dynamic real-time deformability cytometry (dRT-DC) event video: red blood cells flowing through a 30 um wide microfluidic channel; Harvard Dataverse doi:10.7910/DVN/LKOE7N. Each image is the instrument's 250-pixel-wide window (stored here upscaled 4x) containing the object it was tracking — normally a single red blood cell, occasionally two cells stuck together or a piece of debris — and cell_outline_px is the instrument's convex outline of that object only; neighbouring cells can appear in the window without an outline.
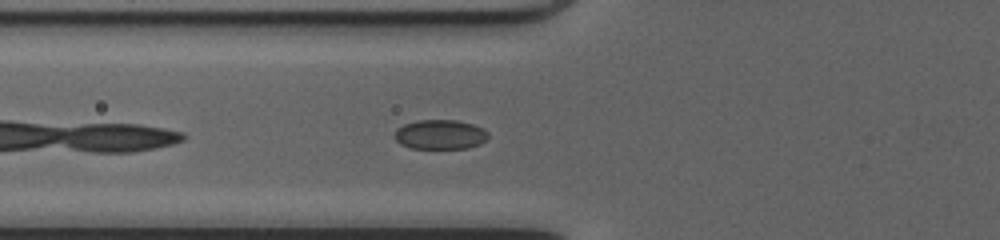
{"species": "common noctule bat (a hibernating species)", "species_latin": "Nyctalus noctula", "temperature_condition": "cold", "stored_images_in_passage": 35, "camera_frame_rate_fps": 3000, "um_per_image_px": 0.085, "animal": {"sex": "female", "body_mass_g": 20.0, "forearm_length_mm": 54.0}, "frame": {"image": 1, "passage_image": 4, "time_ms": 1.0, "image_size_px": [1000, 240], "cell_outline_px": [[488, 140], [480, 144], [468, 148], [412, 148], [400, 144], [392, 136], [396, 128], [404, 124], [416, 120], [456, 120], [472, 124], [484, 128], [488, 132]], "centroid_in_image_um": [37.41, 11.43], "position_along_channel_um": 88.4, "area_um2": 16.36}}
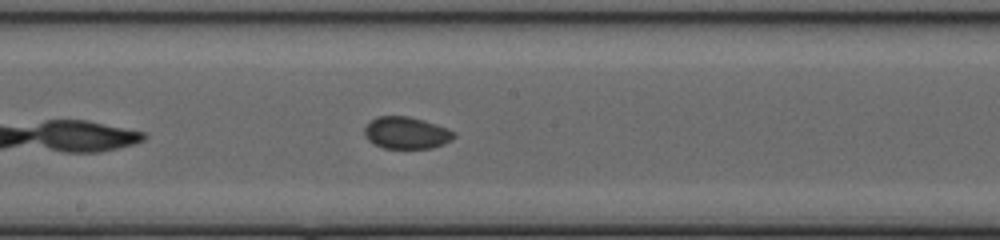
{"frame": {"image": 2, "passage_image": 13, "time_ms": 4.0, "image_size_px": [1000, 240], "cell_outline_px": [[456, 136], [452, 140], [444, 144], [432, 148], [384, 148], [368, 140], [364, 136], [364, 128], [376, 116], [408, 116], [424, 120], [436, 124], [456, 132]], "centroid_in_image_um": [34.56, 11.29], "position_along_channel_um": 213.6, "area_um2": 16.7}}
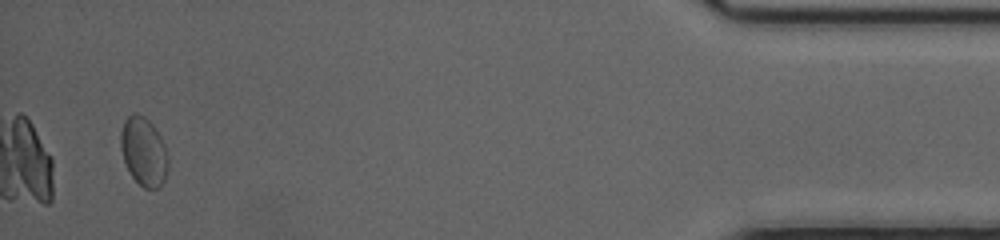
{"frame": {"image": 3, "passage_image": 33, "time_ms": 10.667, "image_size_px": [1000, 240], "cell_outline_px": [[168, 168], [164, 180], [160, 188], [144, 188], [132, 176], [124, 160], [120, 148], [120, 132], [124, 120], [132, 112], [136, 112], [144, 116], [152, 124], [160, 136], [168, 156]], "centroid_in_image_um": [12.2, 12.86], "position_along_channel_um": 423.0, "area_um2": 18.96}, "authors_computed_cell_mechanics": {"area_um2": 16.3574, "velocity_mm_per_s": 4.1487, "shape_relaxation_time_tau1_ms": 3.7809, "shape_relaxation_time_tau2_ms": 2.6404, "deformation_change_tau1": 0.075, "deformation_change_tau2": 0.0392}}